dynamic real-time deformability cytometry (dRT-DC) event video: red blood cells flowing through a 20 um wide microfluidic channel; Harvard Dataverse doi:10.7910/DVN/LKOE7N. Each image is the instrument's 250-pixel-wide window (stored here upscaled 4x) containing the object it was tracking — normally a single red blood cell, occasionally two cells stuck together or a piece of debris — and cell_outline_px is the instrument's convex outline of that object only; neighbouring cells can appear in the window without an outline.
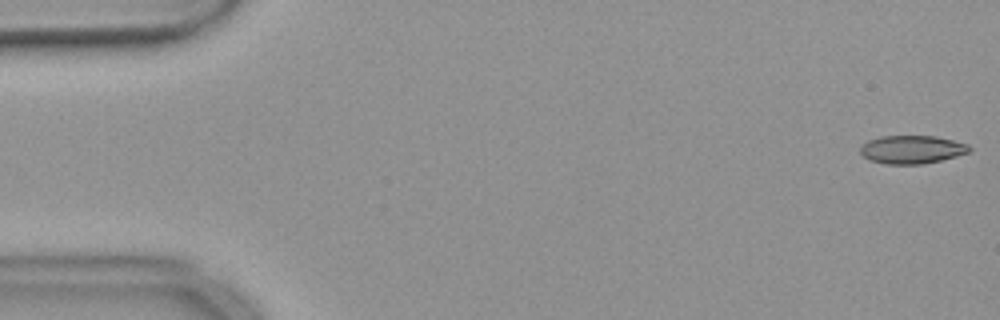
{"species": "common noctule bat (a hibernating species)", "species_latin": "Nyctalus noctula", "temperature_condition": "warm", "stored_images_in_passage": 51, "segment_of_instrument_passage": [1, 2], "camera_frame_rate_fps": 3000, "um_per_image_px": 0.085, "animal": {"sex": "female", "body_mass_g": 18.4}, "frame": {"image": 1, "passage_image": 1, "time_ms": 0.0, "image_size_px": [1000, 320], "cell_outline_px": [[972, 148], [968, 152], [956, 156], [940, 160], [920, 164], [888, 164], [872, 160], [864, 156], [860, 152], [860, 148], [868, 140], [884, 136], [932, 136], [952, 140], [968, 144]], "centroid_in_image_um": [77.52, 12.7], "position_along_channel_um": 7.5, "area_um2": 17.57}}
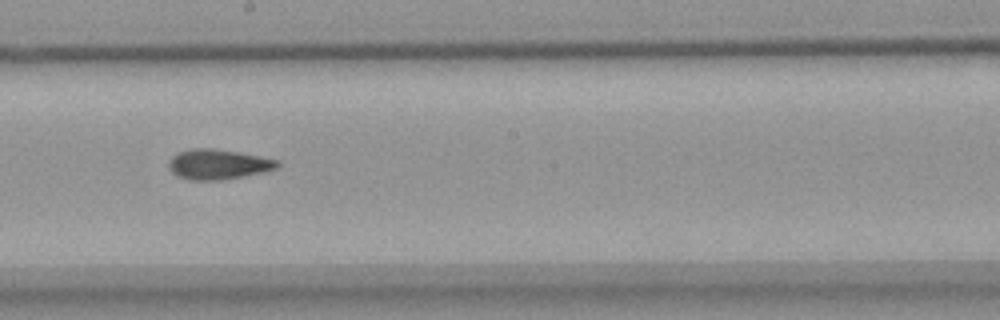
{"frame": {"image": 2, "passage_image": 30, "time_ms": 9.667, "image_size_px": [1000, 320], "cell_outline_px": [[280, 164], [276, 168], [260, 172], [220, 180], [192, 180], [180, 176], [172, 172], [168, 168], [168, 164], [172, 156], [176, 152], [192, 148], [212, 148], [236, 152], [276, 160]], "centroid_in_image_um": [18.45, 13.95], "position_along_channel_um": 229.7, "area_um2": 18.55}}
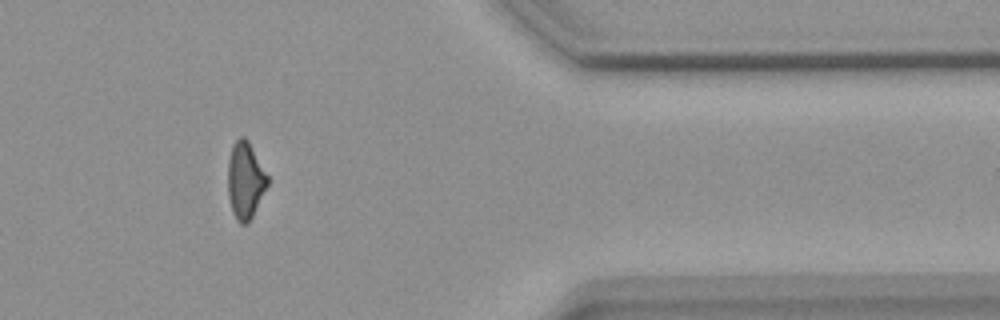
{"frame": {"image": 3, "passage_image": 45, "time_ms": 14.667, "image_size_px": [1000, 320], "cell_outline_px": [[268, 184], [248, 224], [240, 224], [236, 220], [232, 212], [228, 196], [228, 160], [232, 144], [240, 136], [244, 136], [248, 140], [268, 176]], "centroid_in_image_um": [20.83, 15.33], "position_along_channel_um": 390.6, "area_um2": 17.74}}